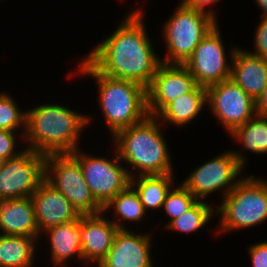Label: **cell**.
Returning a JSON list of instances; mask_svg holds the SVG:
<instances>
[{
	"label": "cell",
	"instance_id": "obj_1",
	"mask_svg": "<svg viewBox=\"0 0 267 267\" xmlns=\"http://www.w3.org/2000/svg\"><path fill=\"white\" fill-rule=\"evenodd\" d=\"M129 12L116 30L84 58L101 74L136 82L146 88L161 64L146 32L145 13Z\"/></svg>",
	"mask_w": 267,
	"mask_h": 267
},
{
	"label": "cell",
	"instance_id": "obj_2",
	"mask_svg": "<svg viewBox=\"0 0 267 267\" xmlns=\"http://www.w3.org/2000/svg\"><path fill=\"white\" fill-rule=\"evenodd\" d=\"M90 122L91 117L67 106L46 103L33 107L26 111L25 148L45 156L70 154L79 148V136Z\"/></svg>",
	"mask_w": 267,
	"mask_h": 267
},
{
	"label": "cell",
	"instance_id": "obj_3",
	"mask_svg": "<svg viewBox=\"0 0 267 267\" xmlns=\"http://www.w3.org/2000/svg\"><path fill=\"white\" fill-rule=\"evenodd\" d=\"M161 122L148 115L143 121L119 130L112 138L121 161L133 169L131 177L174 173L168 145L160 130Z\"/></svg>",
	"mask_w": 267,
	"mask_h": 267
},
{
	"label": "cell",
	"instance_id": "obj_4",
	"mask_svg": "<svg viewBox=\"0 0 267 267\" xmlns=\"http://www.w3.org/2000/svg\"><path fill=\"white\" fill-rule=\"evenodd\" d=\"M78 72L97 82L99 105L112 137L121 129L143 121L149 114L147 88L129 80H120L99 73L84 57Z\"/></svg>",
	"mask_w": 267,
	"mask_h": 267
},
{
	"label": "cell",
	"instance_id": "obj_5",
	"mask_svg": "<svg viewBox=\"0 0 267 267\" xmlns=\"http://www.w3.org/2000/svg\"><path fill=\"white\" fill-rule=\"evenodd\" d=\"M221 203L215 215L220 214L218 229L222 233L262 224L267 220V181L241 176Z\"/></svg>",
	"mask_w": 267,
	"mask_h": 267
},
{
	"label": "cell",
	"instance_id": "obj_6",
	"mask_svg": "<svg viewBox=\"0 0 267 267\" xmlns=\"http://www.w3.org/2000/svg\"><path fill=\"white\" fill-rule=\"evenodd\" d=\"M217 23L209 14L181 2L163 27L162 37L168 55L161 63L184 65Z\"/></svg>",
	"mask_w": 267,
	"mask_h": 267
},
{
	"label": "cell",
	"instance_id": "obj_7",
	"mask_svg": "<svg viewBox=\"0 0 267 267\" xmlns=\"http://www.w3.org/2000/svg\"><path fill=\"white\" fill-rule=\"evenodd\" d=\"M45 181L61 192L80 215L103 211L84 179L79 162L71 154L46 156Z\"/></svg>",
	"mask_w": 267,
	"mask_h": 267
},
{
	"label": "cell",
	"instance_id": "obj_8",
	"mask_svg": "<svg viewBox=\"0 0 267 267\" xmlns=\"http://www.w3.org/2000/svg\"><path fill=\"white\" fill-rule=\"evenodd\" d=\"M241 151L242 149L225 151L210 161L204 162L195 168L181 184L198 200H204L209 194L220 189L223 199L241 179L237 178L246 164L245 154L242 155Z\"/></svg>",
	"mask_w": 267,
	"mask_h": 267
},
{
	"label": "cell",
	"instance_id": "obj_9",
	"mask_svg": "<svg viewBox=\"0 0 267 267\" xmlns=\"http://www.w3.org/2000/svg\"><path fill=\"white\" fill-rule=\"evenodd\" d=\"M77 150L70 153L80 164L84 179L95 200L104 207L117 194L130 185L131 171L120 162L118 153L115 158L96 157Z\"/></svg>",
	"mask_w": 267,
	"mask_h": 267
},
{
	"label": "cell",
	"instance_id": "obj_10",
	"mask_svg": "<svg viewBox=\"0 0 267 267\" xmlns=\"http://www.w3.org/2000/svg\"><path fill=\"white\" fill-rule=\"evenodd\" d=\"M46 156L24 148L0 162V200L31 197L45 181Z\"/></svg>",
	"mask_w": 267,
	"mask_h": 267
},
{
	"label": "cell",
	"instance_id": "obj_11",
	"mask_svg": "<svg viewBox=\"0 0 267 267\" xmlns=\"http://www.w3.org/2000/svg\"><path fill=\"white\" fill-rule=\"evenodd\" d=\"M206 102L229 134L257 113L256 102L230 78L207 87Z\"/></svg>",
	"mask_w": 267,
	"mask_h": 267
},
{
	"label": "cell",
	"instance_id": "obj_12",
	"mask_svg": "<svg viewBox=\"0 0 267 267\" xmlns=\"http://www.w3.org/2000/svg\"><path fill=\"white\" fill-rule=\"evenodd\" d=\"M218 28L217 23L184 64L196 84L205 88L229 79L231 74L232 63L226 60V50Z\"/></svg>",
	"mask_w": 267,
	"mask_h": 267
},
{
	"label": "cell",
	"instance_id": "obj_13",
	"mask_svg": "<svg viewBox=\"0 0 267 267\" xmlns=\"http://www.w3.org/2000/svg\"><path fill=\"white\" fill-rule=\"evenodd\" d=\"M196 86L194 77L184 65L161 63L147 88L148 114L157 116L170 102Z\"/></svg>",
	"mask_w": 267,
	"mask_h": 267
},
{
	"label": "cell",
	"instance_id": "obj_14",
	"mask_svg": "<svg viewBox=\"0 0 267 267\" xmlns=\"http://www.w3.org/2000/svg\"><path fill=\"white\" fill-rule=\"evenodd\" d=\"M149 233L118 230L107 256L98 267H153Z\"/></svg>",
	"mask_w": 267,
	"mask_h": 267
},
{
	"label": "cell",
	"instance_id": "obj_15",
	"mask_svg": "<svg viewBox=\"0 0 267 267\" xmlns=\"http://www.w3.org/2000/svg\"><path fill=\"white\" fill-rule=\"evenodd\" d=\"M39 233L62 223L79 220L80 214L58 190L44 181L31 195Z\"/></svg>",
	"mask_w": 267,
	"mask_h": 267
},
{
	"label": "cell",
	"instance_id": "obj_16",
	"mask_svg": "<svg viewBox=\"0 0 267 267\" xmlns=\"http://www.w3.org/2000/svg\"><path fill=\"white\" fill-rule=\"evenodd\" d=\"M105 212L80 216V239L83 263L89 261L98 264L107 256L114 237L118 232L116 225L108 218Z\"/></svg>",
	"mask_w": 267,
	"mask_h": 267
},
{
	"label": "cell",
	"instance_id": "obj_17",
	"mask_svg": "<svg viewBox=\"0 0 267 267\" xmlns=\"http://www.w3.org/2000/svg\"><path fill=\"white\" fill-rule=\"evenodd\" d=\"M229 54L230 79L256 102L267 86V59L235 47Z\"/></svg>",
	"mask_w": 267,
	"mask_h": 267
},
{
	"label": "cell",
	"instance_id": "obj_18",
	"mask_svg": "<svg viewBox=\"0 0 267 267\" xmlns=\"http://www.w3.org/2000/svg\"><path fill=\"white\" fill-rule=\"evenodd\" d=\"M0 231L1 235L42 237L31 197L0 200Z\"/></svg>",
	"mask_w": 267,
	"mask_h": 267
},
{
	"label": "cell",
	"instance_id": "obj_19",
	"mask_svg": "<svg viewBox=\"0 0 267 267\" xmlns=\"http://www.w3.org/2000/svg\"><path fill=\"white\" fill-rule=\"evenodd\" d=\"M41 233L49 236L52 263L60 267H66V262L74 256H77L83 262L80 219L50 227ZM63 263H65V266Z\"/></svg>",
	"mask_w": 267,
	"mask_h": 267
},
{
	"label": "cell",
	"instance_id": "obj_20",
	"mask_svg": "<svg viewBox=\"0 0 267 267\" xmlns=\"http://www.w3.org/2000/svg\"><path fill=\"white\" fill-rule=\"evenodd\" d=\"M206 104V88L197 85L191 92L170 102L156 117L162 124L183 126L195 119Z\"/></svg>",
	"mask_w": 267,
	"mask_h": 267
},
{
	"label": "cell",
	"instance_id": "obj_21",
	"mask_svg": "<svg viewBox=\"0 0 267 267\" xmlns=\"http://www.w3.org/2000/svg\"><path fill=\"white\" fill-rule=\"evenodd\" d=\"M174 178V173L134 176L131 177L130 185L137 192L145 211L158 210L162 209L166 195L174 184Z\"/></svg>",
	"mask_w": 267,
	"mask_h": 267
},
{
	"label": "cell",
	"instance_id": "obj_22",
	"mask_svg": "<svg viewBox=\"0 0 267 267\" xmlns=\"http://www.w3.org/2000/svg\"><path fill=\"white\" fill-rule=\"evenodd\" d=\"M35 237L0 234V267H32Z\"/></svg>",
	"mask_w": 267,
	"mask_h": 267
},
{
	"label": "cell",
	"instance_id": "obj_23",
	"mask_svg": "<svg viewBox=\"0 0 267 267\" xmlns=\"http://www.w3.org/2000/svg\"><path fill=\"white\" fill-rule=\"evenodd\" d=\"M111 208H113L114 214L116 216L118 215V219L114 220L112 218L111 222H113L119 230H127L126 226H123L125 223L122 224V221L128 220L129 222H138L143 220V216L147 213L140 202L137 192L131 185L117 194L105 205L103 207V212H108Z\"/></svg>",
	"mask_w": 267,
	"mask_h": 267
},
{
	"label": "cell",
	"instance_id": "obj_24",
	"mask_svg": "<svg viewBox=\"0 0 267 267\" xmlns=\"http://www.w3.org/2000/svg\"><path fill=\"white\" fill-rule=\"evenodd\" d=\"M239 141L244 151L253 154L267 153V115L256 113L248 122L236 128L230 134Z\"/></svg>",
	"mask_w": 267,
	"mask_h": 267
},
{
	"label": "cell",
	"instance_id": "obj_25",
	"mask_svg": "<svg viewBox=\"0 0 267 267\" xmlns=\"http://www.w3.org/2000/svg\"><path fill=\"white\" fill-rule=\"evenodd\" d=\"M206 201L198 200L188 211L169 221L165 230H174L182 233H192L207 225L215 214V209Z\"/></svg>",
	"mask_w": 267,
	"mask_h": 267
},
{
	"label": "cell",
	"instance_id": "obj_26",
	"mask_svg": "<svg viewBox=\"0 0 267 267\" xmlns=\"http://www.w3.org/2000/svg\"><path fill=\"white\" fill-rule=\"evenodd\" d=\"M14 98L8 93H0V129L7 131H16L22 129L21 136L24 141L26 130V111L22 112ZM21 127V128H20Z\"/></svg>",
	"mask_w": 267,
	"mask_h": 267
},
{
	"label": "cell",
	"instance_id": "obj_27",
	"mask_svg": "<svg viewBox=\"0 0 267 267\" xmlns=\"http://www.w3.org/2000/svg\"><path fill=\"white\" fill-rule=\"evenodd\" d=\"M198 201L182 184L175 185L167 193L163 202V210L169 215L170 221L188 211Z\"/></svg>",
	"mask_w": 267,
	"mask_h": 267
},
{
	"label": "cell",
	"instance_id": "obj_28",
	"mask_svg": "<svg viewBox=\"0 0 267 267\" xmlns=\"http://www.w3.org/2000/svg\"><path fill=\"white\" fill-rule=\"evenodd\" d=\"M16 131H7L0 129V162L17 157L24 149L21 151H15L16 148Z\"/></svg>",
	"mask_w": 267,
	"mask_h": 267
},
{
	"label": "cell",
	"instance_id": "obj_29",
	"mask_svg": "<svg viewBox=\"0 0 267 267\" xmlns=\"http://www.w3.org/2000/svg\"><path fill=\"white\" fill-rule=\"evenodd\" d=\"M254 35L255 52H250L255 56L267 59V17H261Z\"/></svg>",
	"mask_w": 267,
	"mask_h": 267
},
{
	"label": "cell",
	"instance_id": "obj_30",
	"mask_svg": "<svg viewBox=\"0 0 267 267\" xmlns=\"http://www.w3.org/2000/svg\"><path fill=\"white\" fill-rule=\"evenodd\" d=\"M248 250L252 267H267V241L253 244Z\"/></svg>",
	"mask_w": 267,
	"mask_h": 267
},
{
	"label": "cell",
	"instance_id": "obj_31",
	"mask_svg": "<svg viewBox=\"0 0 267 267\" xmlns=\"http://www.w3.org/2000/svg\"><path fill=\"white\" fill-rule=\"evenodd\" d=\"M219 1H222V0H184L183 3L188 7H191V8H194V9H197V10H200V11H203L209 14L210 16H212L214 19L217 20L215 16L216 12L213 9L211 10L210 5H212L213 3H218ZM208 5L210 8L207 7Z\"/></svg>",
	"mask_w": 267,
	"mask_h": 267
},
{
	"label": "cell",
	"instance_id": "obj_32",
	"mask_svg": "<svg viewBox=\"0 0 267 267\" xmlns=\"http://www.w3.org/2000/svg\"><path fill=\"white\" fill-rule=\"evenodd\" d=\"M256 111L259 114L267 115V86L256 101Z\"/></svg>",
	"mask_w": 267,
	"mask_h": 267
},
{
	"label": "cell",
	"instance_id": "obj_33",
	"mask_svg": "<svg viewBox=\"0 0 267 267\" xmlns=\"http://www.w3.org/2000/svg\"><path fill=\"white\" fill-rule=\"evenodd\" d=\"M255 1L263 12L262 17H267V0H255Z\"/></svg>",
	"mask_w": 267,
	"mask_h": 267
}]
</instances>
